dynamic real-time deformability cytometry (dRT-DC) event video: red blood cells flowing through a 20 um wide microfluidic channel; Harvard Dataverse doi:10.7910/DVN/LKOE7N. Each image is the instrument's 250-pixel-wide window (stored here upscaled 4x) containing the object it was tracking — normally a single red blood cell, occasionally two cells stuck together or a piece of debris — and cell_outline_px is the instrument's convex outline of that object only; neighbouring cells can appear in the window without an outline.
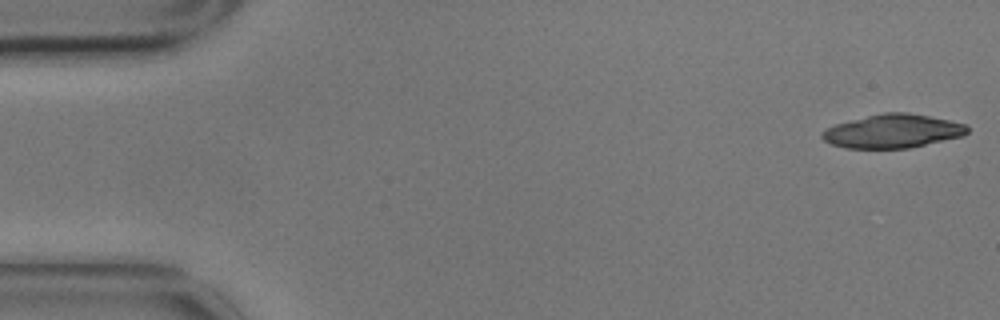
{"species": "common noctule bat (a hibernating species)", "species_latin": "Nyctalus noctula", "temperature_condition": "cold", "stored_images_in_passage": 17, "camera_frame_rate_fps": 3000, "um_per_image_px": 0.085, "animal": {"sex": "male", "body_mass_g": 17.9}, "frame": {"image": 1, "passage_image": 1, "time_ms": 0.0, "image_size_px": [1000, 320], "cell_outline_px": [[968, 132], [964, 136], [908, 148], [844, 148], [832, 144], [824, 140], [820, 136], [820, 132], [836, 124], [884, 112], [908, 112], [968, 124]], "centroid_in_image_um": [75.9, 11.15], "position_along_channel_um": 9.1, "area_um2": 28.32}}